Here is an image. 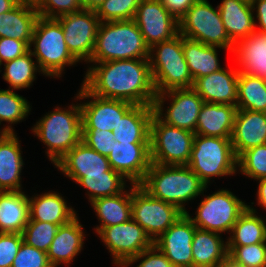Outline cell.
<instances>
[{
    "label": "cell",
    "mask_w": 266,
    "mask_h": 267,
    "mask_svg": "<svg viewBox=\"0 0 266 267\" xmlns=\"http://www.w3.org/2000/svg\"><path fill=\"white\" fill-rule=\"evenodd\" d=\"M85 74L82 85L94 96L153 106L156 92L149 58L93 63Z\"/></svg>",
    "instance_id": "6da1fadb"
},
{
    "label": "cell",
    "mask_w": 266,
    "mask_h": 267,
    "mask_svg": "<svg viewBox=\"0 0 266 267\" xmlns=\"http://www.w3.org/2000/svg\"><path fill=\"white\" fill-rule=\"evenodd\" d=\"M140 186L152 197L175 205L183 213L185 203L203 194L206 186L187 165L151 163Z\"/></svg>",
    "instance_id": "7a4b0ae2"
},
{
    "label": "cell",
    "mask_w": 266,
    "mask_h": 267,
    "mask_svg": "<svg viewBox=\"0 0 266 267\" xmlns=\"http://www.w3.org/2000/svg\"><path fill=\"white\" fill-rule=\"evenodd\" d=\"M150 48L135 21L101 22L87 63L149 58Z\"/></svg>",
    "instance_id": "3957f363"
},
{
    "label": "cell",
    "mask_w": 266,
    "mask_h": 267,
    "mask_svg": "<svg viewBox=\"0 0 266 267\" xmlns=\"http://www.w3.org/2000/svg\"><path fill=\"white\" fill-rule=\"evenodd\" d=\"M32 133L47 146V157L54 165L82 140L80 103L66 109L59 106L46 113L32 128Z\"/></svg>",
    "instance_id": "277c9868"
},
{
    "label": "cell",
    "mask_w": 266,
    "mask_h": 267,
    "mask_svg": "<svg viewBox=\"0 0 266 267\" xmlns=\"http://www.w3.org/2000/svg\"><path fill=\"white\" fill-rule=\"evenodd\" d=\"M149 62L156 94L193 88L194 80L184 57L180 33L170 40L154 44L150 48Z\"/></svg>",
    "instance_id": "5b68a950"
},
{
    "label": "cell",
    "mask_w": 266,
    "mask_h": 267,
    "mask_svg": "<svg viewBox=\"0 0 266 267\" xmlns=\"http://www.w3.org/2000/svg\"><path fill=\"white\" fill-rule=\"evenodd\" d=\"M61 24L55 18L38 17L34 26L30 52L43 75L59 78L66 66L79 62L68 50ZM34 47L33 51L31 47Z\"/></svg>",
    "instance_id": "8992f818"
},
{
    "label": "cell",
    "mask_w": 266,
    "mask_h": 267,
    "mask_svg": "<svg viewBox=\"0 0 266 267\" xmlns=\"http://www.w3.org/2000/svg\"><path fill=\"white\" fill-rule=\"evenodd\" d=\"M237 160L231 139L195 134L187 166L208 186L212 177L233 176Z\"/></svg>",
    "instance_id": "52a82bcc"
},
{
    "label": "cell",
    "mask_w": 266,
    "mask_h": 267,
    "mask_svg": "<svg viewBox=\"0 0 266 267\" xmlns=\"http://www.w3.org/2000/svg\"><path fill=\"white\" fill-rule=\"evenodd\" d=\"M179 33L188 39L233 52L231 42L223 25L219 8L208 0H197L179 20Z\"/></svg>",
    "instance_id": "ba28073f"
},
{
    "label": "cell",
    "mask_w": 266,
    "mask_h": 267,
    "mask_svg": "<svg viewBox=\"0 0 266 267\" xmlns=\"http://www.w3.org/2000/svg\"><path fill=\"white\" fill-rule=\"evenodd\" d=\"M195 133L168 125L155 114L150 126L151 163L160 165H187Z\"/></svg>",
    "instance_id": "9c48e42d"
},
{
    "label": "cell",
    "mask_w": 266,
    "mask_h": 267,
    "mask_svg": "<svg viewBox=\"0 0 266 267\" xmlns=\"http://www.w3.org/2000/svg\"><path fill=\"white\" fill-rule=\"evenodd\" d=\"M199 204L194 218L189 212L186 214L197 228L218 234L231 232L239 216L248 207L227 189H219L211 195H206Z\"/></svg>",
    "instance_id": "30bf717a"
},
{
    "label": "cell",
    "mask_w": 266,
    "mask_h": 267,
    "mask_svg": "<svg viewBox=\"0 0 266 267\" xmlns=\"http://www.w3.org/2000/svg\"><path fill=\"white\" fill-rule=\"evenodd\" d=\"M131 185V216L154 242L182 214L175 205L152 197L140 185Z\"/></svg>",
    "instance_id": "8fae6325"
},
{
    "label": "cell",
    "mask_w": 266,
    "mask_h": 267,
    "mask_svg": "<svg viewBox=\"0 0 266 267\" xmlns=\"http://www.w3.org/2000/svg\"><path fill=\"white\" fill-rule=\"evenodd\" d=\"M168 98L170 99V106L163 113V103L166 99L169 100ZM203 104L204 100L193 88H182L156 94L153 109L154 114L162 122L195 133L198 116Z\"/></svg>",
    "instance_id": "7c38bea8"
},
{
    "label": "cell",
    "mask_w": 266,
    "mask_h": 267,
    "mask_svg": "<svg viewBox=\"0 0 266 267\" xmlns=\"http://www.w3.org/2000/svg\"><path fill=\"white\" fill-rule=\"evenodd\" d=\"M63 29L68 50L80 62H88L94 51L100 19L88 9L61 15L55 18Z\"/></svg>",
    "instance_id": "4fadbf2b"
},
{
    "label": "cell",
    "mask_w": 266,
    "mask_h": 267,
    "mask_svg": "<svg viewBox=\"0 0 266 267\" xmlns=\"http://www.w3.org/2000/svg\"><path fill=\"white\" fill-rule=\"evenodd\" d=\"M97 235L117 266L125 265L132 257L154 245L145 230L132 218L122 224L103 227Z\"/></svg>",
    "instance_id": "5bb4252c"
},
{
    "label": "cell",
    "mask_w": 266,
    "mask_h": 267,
    "mask_svg": "<svg viewBox=\"0 0 266 267\" xmlns=\"http://www.w3.org/2000/svg\"><path fill=\"white\" fill-rule=\"evenodd\" d=\"M86 100L81 104L82 129H99L112 131L119 120L134 106L123 100L102 98L91 94L83 85L76 94V100Z\"/></svg>",
    "instance_id": "9a60e30c"
},
{
    "label": "cell",
    "mask_w": 266,
    "mask_h": 267,
    "mask_svg": "<svg viewBox=\"0 0 266 267\" xmlns=\"http://www.w3.org/2000/svg\"><path fill=\"white\" fill-rule=\"evenodd\" d=\"M133 20L140 28L149 48L179 34V22L164 7L161 0H141Z\"/></svg>",
    "instance_id": "2e32d148"
},
{
    "label": "cell",
    "mask_w": 266,
    "mask_h": 267,
    "mask_svg": "<svg viewBox=\"0 0 266 267\" xmlns=\"http://www.w3.org/2000/svg\"><path fill=\"white\" fill-rule=\"evenodd\" d=\"M196 228L184 213L154 241V245L175 267H193L192 240Z\"/></svg>",
    "instance_id": "e0dca14e"
},
{
    "label": "cell",
    "mask_w": 266,
    "mask_h": 267,
    "mask_svg": "<svg viewBox=\"0 0 266 267\" xmlns=\"http://www.w3.org/2000/svg\"><path fill=\"white\" fill-rule=\"evenodd\" d=\"M110 167L130 184L140 185L151 165L150 143H119L115 141L107 157Z\"/></svg>",
    "instance_id": "ac0fdd59"
},
{
    "label": "cell",
    "mask_w": 266,
    "mask_h": 267,
    "mask_svg": "<svg viewBox=\"0 0 266 267\" xmlns=\"http://www.w3.org/2000/svg\"><path fill=\"white\" fill-rule=\"evenodd\" d=\"M54 166L75 182L88 175H106L111 169L107 156L91 149L82 140Z\"/></svg>",
    "instance_id": "d6986e66"
},
{
    "label": "cell",
    "mask_w": 266,
    "mask_h": 267,
    "mask_svg": "<svg viewBox=\"0 0 266 267\" xmlns=\"http://www.w3.org/2000/svg\"><path fill=\"white\" fill-rule=\"evenodd\" d=\"M238 69L221 68L207 76L197 78L193 89L204 102L230 104L237 107Z\"/></svg>",
    "instance_id": "ffe728a7"
},
{
    "label": "cell",
    "mask_w": 266,
    "mask_h": 267,
    "mask_svg": "<svg viewBox=\"0 0 266 267\" xmlns=\"http://www.w3.org/2000/svg\"><path fill=\"white\" fill-rule=\"evenodd\" d=\"M231 143L238 158L244 151L266 144L264 112L237 110L234 118Z\"/></svg>",
    "instance_id": "44dd1931"
},
{
    "label": "cell",
    "mask_w": 266,
    "mask_h": 267,
    "mask_svg": "<svg viewBox=\"0 0 266 267\" xmlns=\"http://www.w3.org/2000/svg\"><path fill=\"white\" fill-rule=\"evenodd\" d=\"M85 236L78 215L70 222L60 225L47 251L50 264L53 267H57L61 263L69 266L81 252Z\"/></svg>",
    "instance_id": "7402d4cb"
},
{
    "label": "cell",
    "mask_w": 266,
    "mask_h": 267,
    "mask_svg": "<svg viewBox=\"0 0 266 267\" xmlns=\"http://www.w3.org/2000/svg\"><path fill=\"white\" fill-rule=\"evenodd\" d=\"M218 8L225 30L234 45L247 38L258 26L250 0H222Z\"/></svg>",
    "instance_id": "603a6c76"
},
{
    "label": "cell",
    "mask_w": 266,
    "mask_h": 267,
    "mask_svg": "<svg viewBox=\"0 0 266 267\" xmlns=\"http://www.w3.org/2000/svg\"><path fill=\"white\" fill-rule=\"evenodd\" d=\"M238 71L266 80V34L254 31L234 45Z\"/></svg>",
    "instance_id": "cb8c5ba5"
},
{
    "label": "cell",
    "mask_w": 266,
    "mask_h": 267,
    "mask_svg": "<svg viewBox=\"0 0 266 267\" xmlns=\"http://www.w3.org/2000/svg\"><path fill=\"white\" fill-rule=\"evenodd\" d=\"M21 145L15 133L0 138V191H22L21 170L24 165Z\"/></svg>",
    "instance_id": "d4e9b609"
},
{
    "label": "cell",
    "mask_w": 266,
    "mask_h": 267,
    "mask_svg": "<svg viewBox=\"0 0 266 267\" xmlns=\"http://www.w3.org/2000/svg\"><path fill=\"white\" fill-rule=\"evenodd\" d=\"M236 111L230 104L204 102L195 134L231 139Z\"/></svg>",
    "instance_id": "484cf974"
},
{
    "label": "cell",
    "mask_w": 266,
    "mask_h": 267,
    "mask_svg": "<svg viewBox=\"0 0 266 267\" xmlns=\"http://www.w3.org/2000/svg\"><path fill=\"white\" fill-rule=\"evenodd\" d=\"M153 106L134 105L112 130L119 143H150V126Z\"/></svg>",
    "instance_id": "4316f807"
},
{
    "label": "cell",
    "mask_w": 266,
    "mask_h": 267,
    "mask_svg": "<svg viewBox=\"0 0 266 267\" xmlns=\"http://www.w3.org/2000/svg\"><path fill=\"white\" fill-rule=\"evenodd\" d=\"M36 195L29 198V221L49 222L60 226L77 216L74 208L68 206L59 193L49 191Z\"/></svg>",
    "instance_id": "83f0119b"
},
{
    "label": "cell",
    "mask_w": 266,
    "mask_h": 267,
    "mask_svg": "<svg viewBox=\"0 0 266 267\" xmlns=\"http://www.w3.org/2000/svg\"><path fill=\"white\" fill-rule=\"evenodd\" d=\"M29 219V197L24 192L0 191V233L21 234Z\"/></svg>",
    "instance_id": "f1b7e54d"
},
{
    "label": "cell",
    "mask_w": 266,
    "mask_h": 267,
    "mask_svg": "<svg viewBox=\"0 0 266 267\" xmlns=\"http://www.w3.org/2000/svg\"><path fill=\"white\" fill-rule=\"evenodd\" d=\"M38 17L36 7L18 3L10 11L0 13V38L31 41Z\"/></svg>",
    "instance_id": "f546056e"
},
{
    "label": "cell",
    "mask_w": 266,
    "mask_h": 267,
    "mask_svg": "<svg viewBox=\"0 0 266 267\" xmlns=\"http://www.w3.org/2000/svg\"><path fill=\"white\" fill-rule=\"evenodd\" d=\"M193 267H215L228 255L220 234L196 228L192 240Z\"/></svg>",
    "instance_id": "4dcf8cb0"
},
{
    "label": "cell",
    "mask_w": 266,
    "mask_h": 267,
    "mask_svg": "<svg viewBox=\"0 0 266 267\" xmlns=\"http://www.w3.org/2000/svg\"><path fill=\"white\" fill-rule=\"evenodd\" d=\"M130 190V191H129ZM115 196L102 197L91 203L100 225L95 227L98 233L103 227H110L129 221L131 216V186Z\"/></svg>",
    "instance_id": "1f68e13d"
},
{
    "label": "cell",
    "mask_w": 266,
    "mask_h": 267,
    "mask_svg": "<svg viewBox=\"0 0 266 267\" xmlns=\"http://www.w3.org/2000/svg\"><path fill=\"white\" fill-rule=\"evenodd\" d=\"M216 48L224 49L183 37V53L194 81L222 68Z\"/></svg>",
    "instance_id": "d6a6232c"
},
{
    "label": "cell",
    "mask_w": 266,
    "mask_h": 267,
    "mask_svg": "<svg viewBox=\"0 0 266 267\" xmlns=\"http://www.w3.org/2000/svg\"><path fill=\"white\" fill-rule=\"evenodd\" d=\"M248 205L232 227L227 246H245L266 243V220L256 215V209Z\"/></svg>",
    "instance_id": "836d02e7"
},
{
    "label": "cell",
    "mask_w": 266,
    "mask_h": 267,
    "mask_svg": "<svg viewBox=\"0 0 266 267\" xmlns=\"http://www.w3.org/2000/svg\"><path fill=\"white\" fill-rule=\"evenodd\" d=\"M237 110L266 112V80L239 72Z\"/></svg>",
    "instance_id": "e575fe53"
},
{
    "label": "cell",
    "mask_w": 266,
    "mask_h": 267,
    "mask_svg": "<svg viewBox=\"0 0 266 267\" xmlns=\"http://www.w3.org/2000/svg\"><path fill=\"white\" fill-rule=\"evenodd\" d=\"M125 178L112 168L106 175H88L80 177L76 183L87 189L89 202L102 197L115 196L126 188Z\"/></svg>",
    "instance_id": "d590c367"
},
{
    "label": "cell",
    "mask_w": 266,
    "mask_h": 267,
    "mask_svg": "<svg viewBox=\"0 0 266 267\" xmlns=\"http://www.w3.org/2000/svg\"><path fill=\"white\" fill-rule=\"evenodd\" d=\"M32 57L34 56L29 50L26 54L4 63L2 76L4 81L9 83V89L11 87L12 90H20L33 85L37 71L40 73L41 70Z\"/></svg>",
    "instance_id": "8d00e7d4"
},
{
    "label": "cell",
    "mask_w": 266,
    "mask_h": 267,
    "mask_svg": "<svg viewBox=\"0 0 266 267\" xmlns=\"http://www.w3.org/2000/svg\"><path fill=\"white\" fill-rule=\"evenodd\" d=\"M30 111L31 106L26 98L9 88L7 90L0 88V125L3 121L11 124L3 127L6 133H15L12 124L23 121Z\"/></svg>",
    "instance_id": "74e56055"
},
{
    "label": "cell",
    "mask_w": 266,
    "mask_h": 267,
    "mask_svg": "<svg viewBox=\"0 0 266 267\" xmlns=\"http://www.w3.org/2000/svg\"><path fill=\"white\" fill-rule=\"evenodd\" d=\"M237 168L246 177L266 179V144L244 151L237 160Z\"/></svg>",
    "instance_id": "f35d334b"
},
{
    "label": "cell",
    "mask_w": 266,
    "mask_h": 267,
    "mask_svg": "<svg viewBox=\"0 0 266 267\" xmlns=\"http://www.w3.org/2000/svg\"><path fill=\"white\" fill-rule=\"evenodd\" d=\"M58 228L49 222L29 221L21 233L23 242L47 253Z\"/></svg>",
    "instance_id": "ab89813d"
},
{
    "label": "cell",
    "mask_w": 266,
    "mask_h": 267,
    "mask_svg": "<svg viewBox=\"0 0 266 267\" xmlns=\"http://www.w3.org/2000/svg\"><path fill=\"white\" fill-rule=\"evenodd\" d=\"M141 0H105L95 11L100 22L132 20Z\"/></svg>",
    "instance_id": "60d3db41"
},
{
    "label": "cell",
    "mask_w": 266,
    "mask_h": 267,
    "mask_svg": "<svg viewBox=\"0 0 266 267\" xmlns=\"http://www.w3.org/2000/svg\"><path fill=\"white\" fill-rule=\"evenodd\" d=\"M228 254L244 267L266 265V243L245 246H227Z\"/></svg>",
    "instance_id": "b9f144b4"
},
{
    "label": "cell",
    "mask_w": 266,
    "mask_h": 267,
    "mask_svg": "<svg viewBox=\"0 0 266 267\" xmlns=\"http://www.w3.org/2000/svg\"><path fill=\"white\" fill-rule=\"evenodd\" d=\"M36 9L40 17L57 18L83 8L80 0H41Z\"/></svg>",
    "instance_id": "7bdbcfd3"
},
{
    "label": "cell",
    "mask_w": 266,
    "mask_h": 267,
    "mask_svg": "<svg viewBox=\"0 0 266 267\" xmlns=\"http://www.w3.org/2000/svg\"><path fill=\"white\" fill-rule=\"evenodd\" d=\"M11 267H53L47 253L22 242Z\"/></svg>",
    "instance_id": "ee69618b"
},
{
    "label": "cell",
    "mask_w": 266,
    "mask_h": 267,
    "mask_svg": "<svg viewBox=\"0 0 266 267\" xmlns=\"http://www.w3.org/2000/svg\"><path fill=\"white\" fill-rule=\"evenodd\" d=\"M112 131L99 129H82V141L99 154L109 156L115 144Z\"/></svg>",
    "instance_id": "f6af8a7d"
},
{
    "label": "cell",
    "mask_w": 266,
    "mask_h": 267,
    "mask_svg": "<svg viewBox=\"0 0 266 267\" xmlns=\"http://www.w3.org/2000/svg\"><path fill=\"white\" fill-rule=\"evenodd\" d=\"M22 242V234L0 233V267L12 266Z\"/></svg>",
    "instance_id": "bcb514c9"
},
{
    "label": "cell",
    "mask_w": 266,
    "mask_h": 267,
    "mask_svg": "<svg viewBox=\"0 0 266 267\" xmlns=\"http://www.w3.org/2000/svg\"><path fill=\"white\" fill-rule=\"evenodd\" d=\"M140 260L136 267H175L155 245L132 257L125 266L128 267Z\"/></svg>",
    "instance_id": "7dc6e473"
},
{
    "label": "cell",
    "mask_w": 266,
    "mask_h": 267,
    "mask_svg": "<svg viewBox=\"0 0 266 267\" xmlns=\"http://www.w3.org/2000/svg\"><path fill=\"white\" fill-rule=\"evenodd\" d=\"M31 41H20L17 39L0 38V66L17 57L26 54L30 50Z\"/></svg>",
    "instance_id": "c3c4849f"
},
{
    "label": "cell",
    "mask_w": 266,
    "mask_h": 267,
    "mask_svg": "<svg viewBox=\"0 0 266 267\" xmlns=\"http://www.w3.org/2000/svg\"><path fill=\"white\" fill-rule=\"evenodd\" d=\"M197 0H161L164 7L179 22Z\"/></svg>",
    "instance_id": "681fc988"
},
{
    "label": "cell",
    "mask_w": 266,
    "mask_h": 267,
    "mask_svg": "<svg viewBox=\"0 0 266 267\" xmlns=\"http://www.w3.org/2000/svg\"><path fill=\"white\" fill-rule=\"evenodd\" d=\"M252 10L256 11V19L259 23V28L255 27V30L266 34V0H250ZM256 7V8H255Z\"/></svg>",
    "instance_id": "f907efd6"
},
{
    "label": "cell",
    "mask_w": 266,
    "mask_h": 267,
    "mask_svg": "<svg viewBox=\"0 0 266 267\" xmlns=\"http://www.w3.org/2000/svg\"><path fill=\"white\" fill-rule=\"evenodd\" d=\"M259 181L257 190V201L258 205L262 206L266 210V179L257 180Z\"/></svg>",
    "instance_id": "816d5d0a"
},
{
    "label": "cell",
    "mask_w": 266,
    "mask_h": 267,
    "mask_svg": "<svg viewBox=\"0 0 266 267\" xmlns=\"http://www.w3.org/2000/svg\"><path fill=\"white\" fill-rule=\"evenodd\" d=\"M215 267H244V266L238 263L232 256L228 254Z\"/></svg>",
    "instance_id": "f5cc1de1"
},
{
    "label": "cell",
    "mask_w": 266,
    "mask_h": 267,
    "mask_svg": "<svg viewBox=\"0 0 266 267\" xmlns=\"http://www.w3.org/2000/svg\"><path fill=\"white\" fill-rule=\"evenodd\" d=\"M105 0H80L83 9L96 11Z\"/></svg>",
    "instance_id": "db71d44e"
},
{
    "label": "cell",
    "mask_w": 266,
    "mask_h": 267,
    "mask_svg": "<svg viewBox=\"0 0 266 267\" xmlns=\"http://www.w3.org/2000/svg\"><path fill=\"white\" fill-rule=\"evenodd\" d=\"M16 0H0V13L8 12L17 5Z\"/></svg>",
    "instance_id": "11a10c76"
},
{
    "label": "cell",
    "mask_w": 266,
    "mask_h": 267,
    "mask_svg": "<svg viewBox=\"0 0 266 267\" xmlns=\"http://www.w3.org/2000/svg\"><path fill=\"white\" fill-rule=\"evenodd\" d=\"M16 1L17 3H20V4H27V5L37 7L41 0H16Z\"/></svg>",
    "instance_id": "9f6ffc18"
},
{
    "label": "cell",
    "mask_w": 266,
    "mask_h": 267,
    "mask_svg": "<svg viewBox=\"0 0 266 267\" xmlns=\"http://www.w3.org/2000/svg\"><path fill=\"white\" fill-rule=\"evenodd\" d=\"M6 132L3 130V129H1L0 130V138L5 134Z\"/></svg>",
    "instance_id": "6f0895ef"
}]
</instances>
